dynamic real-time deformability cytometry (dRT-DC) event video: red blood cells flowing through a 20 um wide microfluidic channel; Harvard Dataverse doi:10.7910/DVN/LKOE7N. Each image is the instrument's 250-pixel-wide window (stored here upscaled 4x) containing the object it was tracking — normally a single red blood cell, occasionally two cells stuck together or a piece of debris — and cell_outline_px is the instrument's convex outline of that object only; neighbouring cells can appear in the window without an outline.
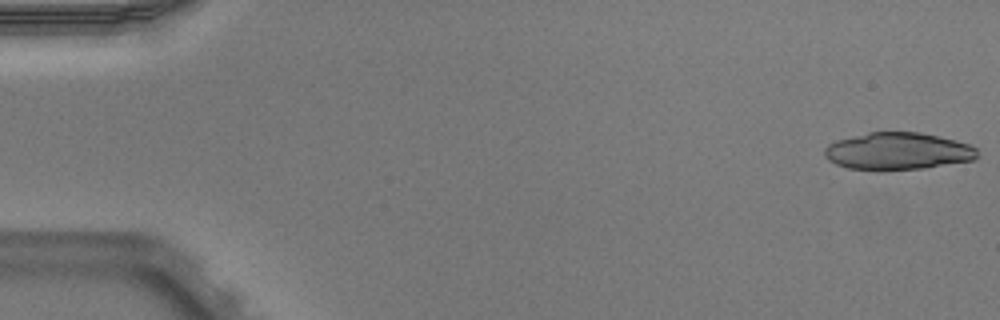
{"species": "Egyptian fruit bat (a non-hibernating species)", "species_latin": "Rousettus aegyptiacus", "temperature_condition": "warm", "stored_images_in_passage": 30, "camera_frame_rate_fps": 3000, "um_per_image_px": 0.085, "animal": {"sex": "male"}, "frame": {"image": 1, "passage_image": 1, "time_ms": 0.0, "image_size_px": [1000, 320], "cell_outline_px": [[976, 156], [972, 160], [924, 168], [848, 168], [836, 164], [828, 160], [824, 156], [824, 148], [828, 144], [836, 140], [868, 132], [920, 132], [956, 140], [968, 144], [976, 148]], "centroid_in_image_um": [76.28, 12.82], "position_along_channel_um": 8.7, "area_um2": 32.43}}